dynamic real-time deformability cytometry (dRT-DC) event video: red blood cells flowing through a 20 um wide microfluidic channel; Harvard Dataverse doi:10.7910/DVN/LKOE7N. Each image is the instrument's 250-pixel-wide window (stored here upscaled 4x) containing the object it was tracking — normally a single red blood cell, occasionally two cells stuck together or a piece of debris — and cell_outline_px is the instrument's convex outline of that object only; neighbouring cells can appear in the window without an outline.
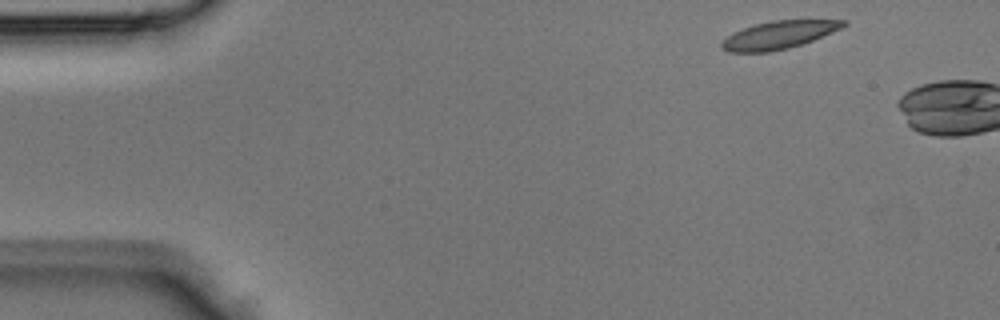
{"species": "Egyptian fruit bat (a non-hibernating species)", "species_latin": "Rousettus aegyptiacus", "temperature_condition": "room temperature", "stored_images_in_passage": 6, "camera_frame_rate_fps": 3000, "um_per_image_px": 0.085, "animal": {"sex": "male"}, "frame": {"image": 1, "passage_image": 1, "time_ms": 0.0, "image_size_px": [1000, 320], "cell_outline_px": [[848, 24], [840, 28], [812, 40], [788, 48], [768, 52], [728, 52], [720, 48], [720, 44], [732, 32], [756, 24], [772, 20], [848, 20]], "centroid_in_image_um": [66.16, 2.97], "position_along_channel_um": 18.8, "area_um2": 19.48}}